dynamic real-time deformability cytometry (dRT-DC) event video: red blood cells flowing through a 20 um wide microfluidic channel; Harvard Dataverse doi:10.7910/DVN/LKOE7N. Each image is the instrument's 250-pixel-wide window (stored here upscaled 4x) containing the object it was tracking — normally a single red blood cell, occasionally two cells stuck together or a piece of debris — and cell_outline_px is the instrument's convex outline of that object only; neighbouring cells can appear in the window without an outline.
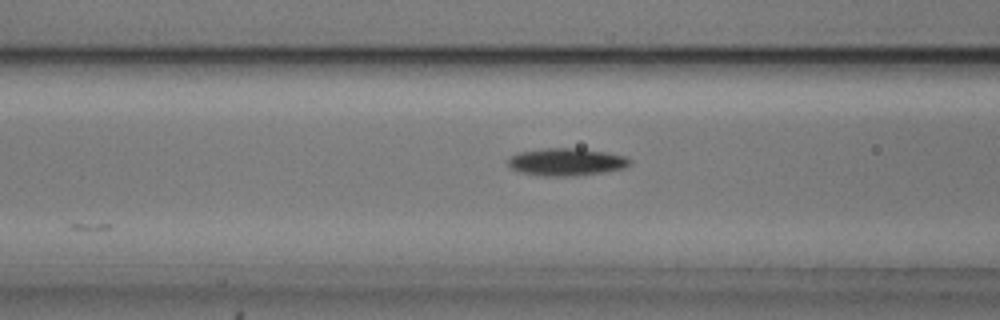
{"species": "common noctule bat (a hibernating species)", "species_latin": "Nyctalus noctula", "temperature_condition": "cold", "stored_images_in_passage": 22, "camera_frame_rate_fps": 3000, "um_per_image_px": 0.085, "animal": {"sex": "male", "body_mass_g": 20.5, "forearm_length_mm": 52.5}, "frame": {"image": 1, "passage_image": 9, "time_ms": 2.667, "image_size_px": [1000, 320], "cell_outline_px": [[632, 164], [624, 168], [604, 172], [568, 176], [544, 176], [520, 172], [512, 168], [508, 164], [508, 156], [520, 152], [544, 148], [580, 148], [608, 152], [624, 156], [632, 160]], "centroid_in_image_um": [48.16, 13.75], "position_along_channel_um": 118.4, "area_um2": 19.59}}